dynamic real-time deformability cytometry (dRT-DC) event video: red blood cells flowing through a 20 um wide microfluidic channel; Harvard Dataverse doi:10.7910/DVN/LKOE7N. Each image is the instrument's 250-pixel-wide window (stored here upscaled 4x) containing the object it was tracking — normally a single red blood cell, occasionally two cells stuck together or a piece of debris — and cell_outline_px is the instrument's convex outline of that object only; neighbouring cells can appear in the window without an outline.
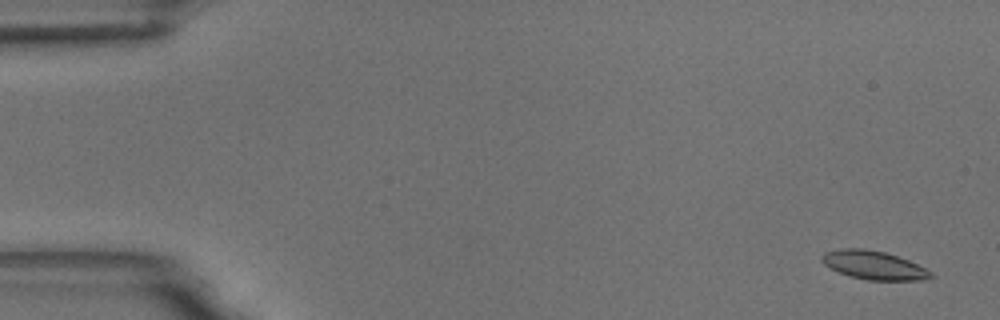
{"species": "common noctule bat (a hibernating species)", "species_latin": "Nyctalus noctula", "temperature_condition": "room temperature", "stored_images_in_passage": 55, "camera_frame_rate_fps": 3000, "um_per_image_px": 0.085, "animal": {"sex": "male", "body_mass_g": 18.8}, "frame": {"image": 1, "passage_image": 2, "time_ms": 0.333, "image_size_px": [1000, 320], "cell_outline_px": [[932, 276], [924, 280], [868, 280], [848, 276], [824, 264], [820, 260], [820, 256], [824, 252], [840, 248], [864, 248], [884, 252], [908, 260], [932, 272]], "centroid_in_image_um": [74.22, 22.53], "position_along_channel_um": 10.8, "area_um2": 18.03}}
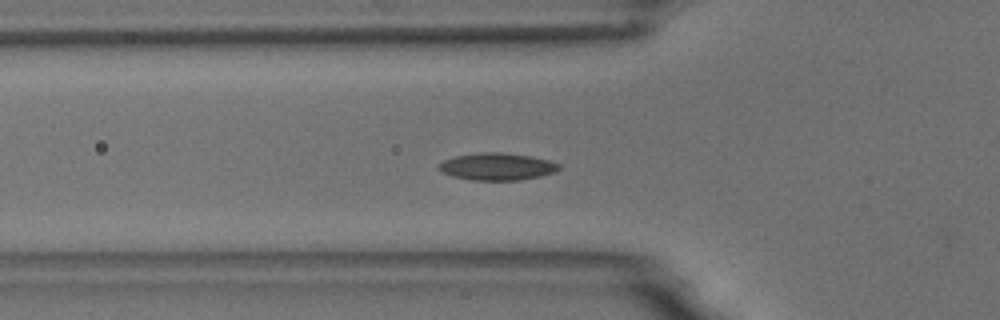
{"frame": {"image": 2, "passage_image": 19, "time_ms": 6.0, "image_size_px": [1000, 320], "cell_outline_px": [[560, 168], [556, 172], [540, 176], [520, 180], [472, 180], [452, 176], [440, 172], [436, 168], [444, 160], [456, 156], [480, 152], [504, 152], [532, 156], [548, 160], [560, 164]], "centroid_in_image_um": [42.25, 14.16], "position_along_channel_um": 83.5, "area_um2": 19.19}}
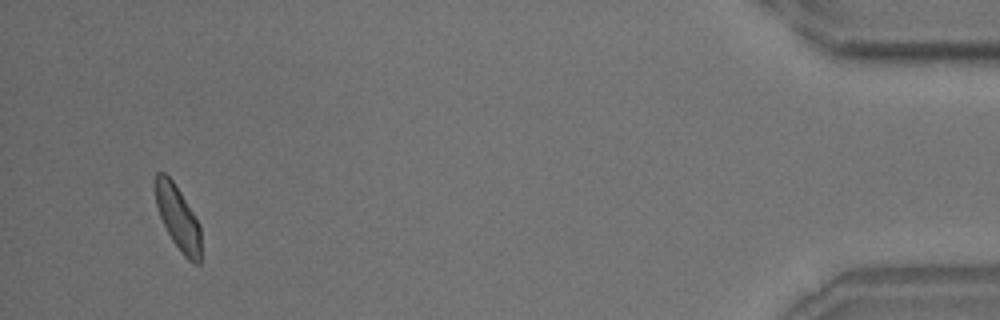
{"frame": {"image": 3, "passage_image": 53, "time_ms": 17.333, "image_size_px": [1000, 320], "cell_outline_px": [[200, 264], [196, 264], [188, 260], [180, 252], [172, 240], [160, 216], [156, 204], [156, 172], [164, 172], [172, 180], [180, 192], [200, 224]], "centroid_in_image_um": [15.14, 18.55], "position_along_channel_um": 420.1, "area_um2": 16.7}, "authors_computed_cell_mechanics": {"area_um2": 17.9758, "velocity_mm_per_s": 3.6321, "shape_relaxation_time_tau1_ms": 3.0598, "shape_relaxation_time_tau2_ms": 2.7088, "deformation_change_tau1": 0.1024, "deformation_change_tau2": 0.0778}}